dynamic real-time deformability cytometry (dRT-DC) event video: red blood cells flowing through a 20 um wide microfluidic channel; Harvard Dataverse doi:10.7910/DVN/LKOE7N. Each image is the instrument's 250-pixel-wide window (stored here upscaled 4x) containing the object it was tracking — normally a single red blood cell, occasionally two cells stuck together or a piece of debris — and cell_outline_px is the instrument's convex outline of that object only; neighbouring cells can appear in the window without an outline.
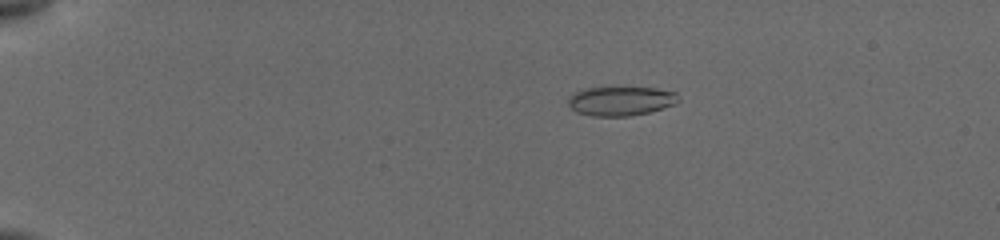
{"species": "common noctule bat (a hibernating species)", "species_latin": "Nyctalus noctula", "temperature_condition": "cold", "stored_images_in_passage": 29, "camera_frame_rate_fps": 3000, "um_per_image_px": 0.085, "animal": {"sex": "female", "body_mass_g": 19.5, "forearm_length_mm": 54.1}, "frame": {"image": 1, "passage_image": 11, "time_ms": 4.0, "image_size_px": [1000, 240], "cell_outline_px": [[680, 100], [676, 104], [648, 112], [632, 116], [592, 116], [576, 112], [568, 104], [568, 96], [580, 88], [656, 88], [676, 92], [680, 96]], "centroid_in_image_um": [52.76, 8.58], "position_along_channel_um": 32.2, "area_um2": 18.9}}
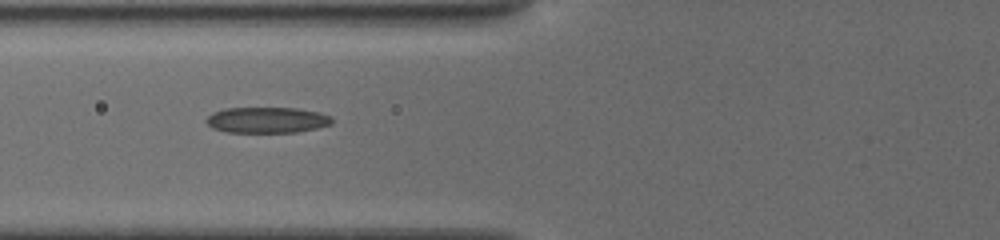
{"frame": {"image": 2, "passage_image": 21, "time_ms": 8.0, "image_size_px": [1000, 240], "cell_outline_px": [[332, 124], [316, 128], [296, 132], [224, 132], [212, 128], [204, 120], [212, 112], [224, 108], [296, 108], [320, 112], [332, 116]], "centroid_in_image_um": [22.68, 10.2], "position_along_channel_um": 103.1, "area_um2": 19.07}}
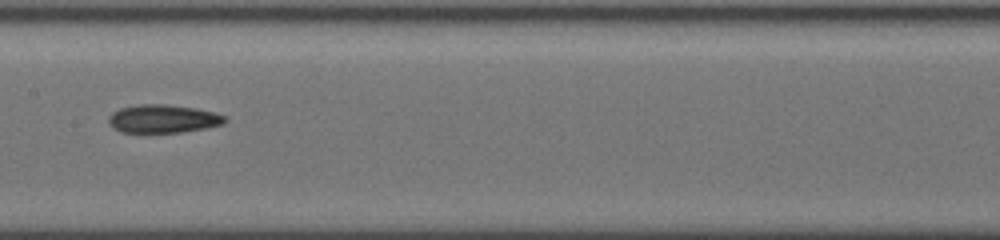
{"frame": {"image": 3, "passage_image": 26, "time_ms": 10.333, "image_size_px": [1000, 240], "cell_outline_px": [[228, 120], [224, 124], [204, 128], [180, 132], [120, 132], [112, 128], [108, 120], [108, 116], [112, 112], [120, 108], [140, 104], [164, 104], [196, 108], [212, 112], [224, 116]], "centroid_in_image_um": [13.83, 10.09], "position_along_channel_um": 193.6, "area_um2": 19.07}}